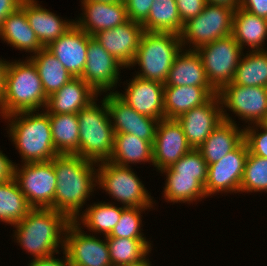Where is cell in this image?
Here are the masks:
<instances>
[{
  "label": "cell",
  "instance_id": "36",
  "mask_svg": "<svg viewBox=\"0 0 267 266\" xmlns=\"http://www.w3.org/2000/svg\"><path fill=\"white\" fill-rule=\"evenodd\" d=\"M246 52L241 56L233 83L240 86L267 87V49Z\"/></svg>",
  "mask_w": 267,
  "mask_h": 266
},
{
  "label": "cell",
  "instance_id": "21",
  "mask_svg": "<svg viewBox=\"0 0 267 266\" xmlns=\"http://www.w3.org/2000/svg\"><path fill=\"white\" fill-rule=\"evenodd\" d=\"M73 77H81L87 61L88 34L76 24L46 47Z\"/></svg>",
  "mask_w": 267,
  "mask_h": 266
},
{
  "label": "cell",
  "instance_id": "26",
  "mask_svg": "<svg viewBox=\"0 0 267 266\" xmlns=\"http://www.w3.org/2000/svg\"><path fill=\"white\" fill-rule=\"evenodd\" d=\"M0 38L13 49L30 53L29 57L43 48L37 35L29 25L26 13L21 8L9 14L3 21L0 28Z\"/></svg>",
  "mask_w": 267,
  "mask_h": 266
},
{
  "label": "cell",
  "instance_id": "17",
  "mask_svg": "<svg viewBox=\"0 0 267 266\" xmlns=\"http://www.w3.org/2000/svg\"><path fill=\"white\" fill-rule=\"evenodd\" d=\"M191 149L176 119L159 120L153 143V166L156 172L171 167Z\"/></svg>",
  "mask_w": 267,
  "mask_h": 266
},
{
  "label": "cell",
  "instance_id": "50",
  "mask_svg": "<svg viewBox=\"0 0 267 266\" xmlns=\"http://www.w3.org/2000/svg\"><path fill=\"white\" fill-rule=\"evenodd\" d=\"M149 257H150V255L140 263L133 264V265H127V266H152L151 261L149 260Z\"/></svg>",
  "mask_w": 267,
  "mask_h": 266
},
{
  "label": "cell",
  "instance_id": "31",
  "mask_svg": "<svg viewBox=\"0 0 267 266\" xmlns=\"http://www.w3.org/2000/svg\"><path fill=\"white\" fill-rule=\"evenodd\" d=\"M166 176L162 195L165 202L191 204L207 197L204 186L197 180V175L163 174Z\"/></svg>",
  "mask_w": 267,
  "mask_h": 266
},
{
  "label": "cell",
  "instance_id": "5",
  "mask_svg": "<svg viewBox=\"0 0 267 266\" xmlns=\"http://www.w3.org/2000/svg\"><path fill=\"white\" fill-rule=\"evenodd\" d=\"M98 97L77 113L79 156L96 163L110 159L114 147V129L106 100ZM99 103V104H97Z\"/></svg>",
  "mask_w": 267,
  "mask_h": 266
},
{
  "label": "cell",
  "instance_id": "34",
  "mask_svg": "<svg viewBox=\"0 0 267 266\" xmlns=\"http://www.w3.org/2000/svg\"><path fill=\"white\" fill-rule=\"evenodd\" d=\"M112 266H127L142 262L152 252L148 239L116 238L106 236Z\"/></svg>",
  "mask_w": 267,
  "mask_h": 266
},
{
  "label": "cell",
  "instance_id": "8",
  "mask_svg": "<svg viewBox=\"0 0 267 266\" xmlns=\"http://www.w3.org/2000/svg\"><path fill=\"white\" fill-rule=\"evenodd\" d=\"M235 10L224 5L206 4L199 15L184 23L180 33L182 47L197 50L217 39L232 35Z\"/></svg>",
  "mask_w": 267,
  "mask_h": 266
},
{
  "label": "cell",
  "instance_id": "3",
  "mask_svg": "<svg viewBox=\"0 0 267 266\" xmlns=\"http://www.w3.org/2000/svg\"><path fill=\"white\" fill-rule=\"evenodd\" d=\"M2 119L7 122L5 130L19 152L22 164L51 161L59 155L53 144L49 114L45 110L18 112Z\"/></svg>",
  "mask_w": 267,
  "mask_h": 266
},
{
  "label": "cell",
  "instance_id": "47",
  "mask_svg": "<svg viewBox=\"0 0 267 266\" xmlns=\"http://www.w3.org/2000/svg\"><path fill=\"white\" fill-rule=\"evenodd\" d=\"M23 0H0V28L9 14L21 7Z\"/></svg>",
  "mask_w": 267,
  "mask_h": 266
},
{
  "label": "cell",
  "instance_id": "25",
  "mask_svg": "<svg viewBox=\"0 0 267 266\" xmlns=\"http://www.w3.org/2000/svg\"><path fill=\"white\" fill-rule=\"evenodd\" d=\"M217 91L213 87L165 86L164 114L166 119H177L190 109L206 103Z\"/></svg>",
  "mask_w": 267,
  "mask_h": 266
},
{
  "label": "cell",
  "instance_id": "37",
  "mask_svg": "<svg viewBox=\"0 0 267 266\" xmlns=\"http://www.w3.org/2000/svg\"><path fill=\"white\" fill-rule=\"evenodd\" d=\"M32 209L14 179L0 183V222L14 226Z\"/></svg>",
  "mask_w": 267,
  "mask_h": 266
},
{
  "label": "cell",
  "instance_id": "28",
  "mask_svg": "<svg viewBox=\"0 0 267 266\" xmlns=\"http://www.w3.org/2000/svg\"><path fill=\"white\" fill-rule=\"evenodd\" d=\"M232 36L242 50H266L267 19L253 15L242 8H237L233 18Z\"/></svg>",
  "mask_w": 267,
  "mask_h": 266
},
{
  "label": "cell",
  "instance_id": "9",
  "mask_svg": "<svg viewBox=\"0 0 267 266\" xmlns=\"http://www.w3.org/2000/svg\"><path fill=\"white\" fill-rule=\"evenodd\" d=\"M221 100L223 118L237 124L232 119L244 121L245 126L264 123L267 119V87L240 86L233 82L224 85L218 92ZM232 114L228 113V111Z\"/></svg>",
  "mask_w": 267,
  "mask_h": 266
},
{
  "label": "cell",
  "instance_id": "23",
  "mask_svg": "<svg viewBox=\"0 0 267 266\" xmlns=\"http://www.w3.org/2000/svg\"><path fill=\"white\" fill-rule=\"evenodd\" d=\"M99 95L81 78L74 77L48 97V114H77Z\"/></svg>",
  "mask_w": 267,
  "mask_h": 266
},
{
  "label": "cell",
  "instance_id": "32",
  "mask_svg": "<svg viewBox=\"0 0 267 266\" xmlns=\"http://www.w3.org/2000/svg\"><path fill=\"white\" fill-rule=\"evenodd\" d=\"M35 65L47 97L74 78L62 63L46 48L28 57Z\"/></svg>",
  "mask_w": 267,
  "mask_h": 266
},
{
  "label": "cell",
  "instance_id": "27",
  "mask_svg": "<svg viewBox=\"0 0 267 266\" xmlns=\"http://www.w3.org/2000/svg\"><path fill=\"white\" fill-rule=\"evenodd\" d=\"M165 86L212 87L196 50H182L175 57Z\"/></svg>",
  "mask_w": 267,
  "mask_h": 266
},
{
  "label": "cell",
  "instance_id": "20",
  "mask_svg": "<svg viewBox=\"0 0 267 266\" xmlns=\"http://www.w3.org/2000/svg\"><path fill=\"white\" fill-rule=\"evenodd\" d=\"M80 2L82 13L75 18V24L90 36L102 30L112 29L129 20L123 0L108 3Z\"/></svg>",
  "mask_w": 267,
  "mask_h": 266
},
{
  "label": "cell",
  "instance_id": "1",
  "mask_svg": "<svg viewBox=\"0 0 267 266\" xmlns=\"http://www.w3.org/2000/svg\"><path fill=\"white\" fill-rule=\"evenodd\" d=\"M51 161L57 178L53 209L74 221L83 212L84 205L87 206L90 195L97 191V163L65 154Z\"/></svg>",
  "mask_w": 267,
  "mask_h": 266
},
{
  "label": "cell",
  "instance_id": "41",
  "mask_svg": "<svg viewBox=\"0 0 267 266\" xmlns=\"http://www.w3.org/2000/svg\"><path fill=\"white\" fill-rule=\"evenodd\" d=\"M243 127L249 153L267 159V125L257 123Z\"/></svg>",
  "mask_w": 267,
  "mask_h": 266
},
{
  "label": "cell",
  "instance_id": "12",
  "mask_svg": "<svg viewBox=\"0 0 267 266\" xmlns=\"http://www.w3.org/2000/svg\"><path fill=\"white\" fill-rule=\"evenodd\" d=\"M103 238L85 233L71 221L65 231L63 250L69 266H112L106 236Z\"/></svg>",
  "mask_w": 267,
  "mask_h": 266
},
{
  "label": "cell",
  "instance_id": "46",
  "mask_svg": "<svg viewBox=\"0 0 267 266\" xmlns=\"http://www.w3.org/2000/svg\"><path fill=\"white\" fill-rule=\"evenodd\" d=\"M63 258L55 255L47 258H39L32 260L27 264L28 266H69V262L65 252H62ZM59 257V258H58Z\"/></svg>",
  "mask_w": 267,
  "mask_h": 266
},
{
  "label": "cell",
  "instance_id": "2",
  "mask_svg": "<svg viewBox=\"0 0 267 266\" xmlns=\"http://www.w3.org/2000/svg\"><path fill=\"white\" fill-rule=\"evenodd\" d=\"M70 222L63 213L52 208H32L12 226L13 241L25 249L32 260L59 255L64 250V235Z\"/></svg>",
  "mask_w": 267,
  "mask_h": 266
},
{
  "label": "cell",
  "instance_id": "38",
  "mask_svg": "<svg viewBox=\"0 0 267 266\" xmlns=\"http://www.w3.org/2000/svg\"><path fill=\"white\" fill-rule=\"evenodd\" d=\"M267 192V159L248 154L239 194Z\"/></svg>",
  "mask_w": 267,
  "mask_h": 266
},
{
  "label": "cell",
  "instance_id": "43",
  "mask_svg": "<svg viewBox=\"0 0 267 266\" xmlns=\"http://www.w3.org/2000/svg\"><path fill=\"white\" fill-rule=\"evenodd\" d=\"M179 12V16L183 22L199 15L203 10L206 3V0H175Z\"/></svg>",
  "mask_w": 267,
  "mask_h": 266
},
{
  "label": "cell",
  "instance_id": "48",
  "mask_svg": "<svg viewBox=\"0 0 267 266\" xmlns=\"http://www.w3.org/2000/svg\"><path fill=\"white\" fill-rule=\"evenodd\" d=\"M8 66V60L0 58V103L5 91V74Z\"/></svg>",
  "mask_w": 267,
  "mask_h": 266
},
{
  "label": "cell",
  "instance_id": "11",
  "mask_svg": "<svg viewBox=\"0 0 267 266\" xmlns=\"http://www.w3.org/2000/svg\"><path fill=\"white\" fill-rule=\"evenodd\" d=\"M15 180L32 208H52L57 178L52 161L16 164Z\"/></svg>",
  "mask_w": 267,
  "mask_h": 266
},
{
  "label": "cell",
  "instance_id": "16",
  "mask_svg": "<svg viewBox=\"0 0 267 266\" xmlns=\"http://www.w3.org/2000/svg\"><path fill=\"white\" fill-rule=\"evenodd\" d=\"M176 120L181 125L188 144L193 149L198 148L224 120L218 93L206 103L190 109Z\"/></svg>",
  "mask_w": 267,
  "mask_h": 266
},
{
  "label": "cell",
  "instance_id": "6",
  "mask_svg": "<svg viewBox=\"0 0 267 266\" xmlns=\"http://www.w3.org/2000/svg\"><path fill=\"white\" fill-rule=\"evenodd\" d=\"M180 35L144 31L134 60L128 69L139 66L135 76L165 84L175 57L182 50Z\"/></svg>",
  "mask_w": 267,
  "mask_h": 266
},
{
  "label": "cell",
  "instance_id": "14",
  "mask_svg": "<svg viewBox=\"0 0 267 266\" xmlns=\"http://www.w3.org/2000/svg\"><path fill=\"white\" fill-rule=\"evenodd\" d=\"M248 154L247 144L243 141L218 162L208 165L207 180L204 186L207 198L219 193H225V195L239 193Z\"/></svg>",
  "mask_w": 267,
  "mask_h": 266
},
{
  "label": "cell",
  "instance_id": "10",
  "mask_svg": "<svg viewBox=\"0 0 267 266\" xmlns=\"http://www.w3.org/2000/svg\"><path fill=\"white\" fill-rule=\"evenodd\" d=\"M196 52L201 58L208 82L217 92L224 85L233 82L244 53L232 35L204 45Z\"/></svg>",
  "mask_w": 267,
  "mask_h": 266
},
{
  "label": "cell",
  "instance_id": "15",
  "mask_svg": "<svg viewBox=\"0 0 267 266\" xmlns=\"http://www.w3.org/2000/svg\"><path fill=\"white\" fill-rule=\"evenodd\" d=\"M130 81H124V91L116 90V94L137 113L154 119H165L164 87L165 85L133 75ZM129 83H128V82ZM127 84H126V83Z\"/></svg>",
  "mask_w": 267,
  "mask_h": 266
},
{
  "label": "cell",
  "instance_id": "18",
  "mask_svg": "<svg viewBox=\"0 0 267 266\" xmlns=\"http://www.w3.org/2000/svg\"><path fill=\"white\" fill-rule=\"evenodd\" d=\"M111 118L114 133H129L154 143L159 120L137 113L117 94H102Z\"/></svg>",
  "mask_w": 267,
  "mask_h": 266
},
{
  "label": "cell",
  "instance_id": "42",
  "mask_svg": "<svg viewBox=\"0 0 267 266\" xmlns=\"http://www.w3.org/2000/svg\"><path fill=\"white\" fill-rule=\"evenodd\" d=\"M127 10L128 19L143 23L151 10L154 0H123Z\"/></svg>",
  "mask_w": 267,
  "mask_h": 266
},
{
  "label": "cell",
  "instance_id": "45",
  "mask_svg": "<svg viewBox=\"0 0 267 266\" xmlns=\"http://www.w3.org/2000/svg\"><path fill=\"white\" fill-rule=\"evenodd\" d=\"M15 163L0 150V183H5L15 178Z\"/></svg>",
  "mask_w": 267,
  "mask_h": 266
},
{
  "label": "cell",
  "instance_id": "33",
  "mask_svg": "<svg viewBox=\"0 0 267 266\" xmlns=\"http://www.w3.org/2000/svg\"><path fill=\"white\" fill-rule=\"evenodd\" d=\"M53 144L58 154L79 156L77 114H49Z\"/></svg>",
  "mask_w": 267,
  "mask_h": 266
},
{
  "label": "cell",
  "instance_id": "39",
  "mask_svg": "<svg viewBox=\"0 0 267 266\" xmlns=\"http://www.w3.org/2000/svg\"><path fill=\"white\" fill-rule=\"evenodd\" d=\"M154 207H126L120 216V219L109 237L130 238V239H147L141 227L142 215L146 210L149 211ZM149 209V210H148Z\"/></svg>",
  "mask_w": 267,
  "mask_h": 266
},
{
  "label": "cell",
  "instance_id": "19",
  "mask_svg": "<svg viewBox=\"0 0 267 266\" xmlns=\"http://www.w3.org/2000/svg\"><path fill=\"white\" fill-rule=\"evenodd\" d=\"M143 32L141 23L128 20L112 29L99 31L93 37L125 68H129Z\"/></svg>",
  "mask_w": 267,
  "mask_h": 266
},
{
  "label": "cell",
  "instance_id": "51",
  "mask_svg": "<svg viewBox=\"0 0 267 266\" xmlns=\"http://www.w3.org/2000/svg\"><path fill=\"white\" fill-rule=\"evenodd\" d=\"M80 1H95V2H118L121 0H80Z\"/></svg>",
  "mask_w": 267,
  "mask_h": 266
},
{
  "label": "cell",
  "instance_id": "4",
  "mask_svg": "<svg viewBox=\"0 0 267 266\" xmlns=\"http://www.w3.org/2000/svg\"><path fill=\"white\" fill-rule=\"evenodd\" d=\"M8 61L5 91L0 103V118L25 111L44 110L46 96L34 63L27 57Z\"/></svg>",
  "mask_w": 267,
  "mask_h": 266
},
{
  "label": "cell",
  "instance_id": "40",
  "mask_svg": "<svg viewBox=\"0 0 267 266\" xmlns=\"http://www.w3.org/2000/svg\"><path fill=\"white\" fill-rule=\"evenodd\" d=\"M208 165L197 149H191L171 167L163 169L161 174L197 175V180L205 186Z\"/></svg>",
  "mask_w": 267,
  "mask_h": 266
},
{
  "label": "cell",
  "instance_id": "44",
  "mask_svg": "<svg viewBox=\"0 0 267 266\" xmlns=\"http://www.w3.org/2000/svg\"><path fill=\"white\" fill-rule=\"evenodd\" d=\"M238 7L253 15L267 19V0H239Z\"/></svg>",
  "mask_w": 267,
  "mask_h": 266
},
{
  "label": "cell",
  "instance_id": "49",
  "mask_svg": "<svg viewBox=\"0 0 267 266\" xmlns=\"http://www.w3.org/2000/svg\"><path fill=\"white\" fill-rule=\"evenodd\" d=\"M206 3L212 5H224L237 9L239 0H206Z\"/></svg>",
  "mask_w": 267,
  "mask_h": 266
},
{
  "label": "cell",
  "instance_id": "22",
  "mask_svg": "<svg viewBox=\"0 0 267 266\" xmlns=\"http://www.w3.org/2000/svg\"><path fill=\"white\" fill-rule=\"evenodd\" d=\"M38 2V0H23L20 8L26 13L29 25L37 35L40 44L47 47L73 26L75 20L62 19L61 16L46 9Z\"/></svg>",
  "mask_w": 267,
  "mask_h": 266
},
{
  "label": "cell",
  "instance_id": "13",
  "mask_svg": "<svg viewBox=\"0 0 267 266\" xmlns=\"http://www.w3.org/2000/svg\"><path fill=\"white\" fill-rule=\"evenodd\" d=\"M125 67L88 35L87 61L81 78L99 95L116 92L120 71ZM120 83V84H119Z\"/></svg>",
  "mask_w": 267,
  "mask_h": 266
},
{
  "label": "cell",
  "instance_id": "29",
  "mask_svg": "<svg viewBox=\"0 0 267 266\" xmlns=\"http://www.w3.org/2000/svg\"><path fill=\"white\" fill-rule=\"evenodd\" d=\"M115 202H94L74 220L83 230L87 228L94 235H109L118 223L122 211L126 208ZM119 206V207H118ZM82 225V226H81ZM85 227V228H83Z\"/></svg>",
  "mask_w": 267,
  "mask_h": 266
},
{
  "label": "cell",
  "instance_id": "24",
  "mask_svg": "<svg viewBox=\"0 0 267 266\" xmlns=\"http://www.w3.org/2000/svg\"><path fill=\"white\" fill-rule=\"evenodd\" d=\"M223 120L198 148L207 165L218 162L244 141V127ZM242 128V129H241Z\"/></svg>",
  "mask_w": 267,
  "mask_h": 266
},
{
  "label": "cell",
  "instance_id": "7",
  "mask_svg": "<svg viewBox=\"0 0 267 266\" xmlns=\"http://www.w3.org/2000/svg\"><path fill=\"white\" fill-rule=\"evenodd\" d=\"M97 188L123 207H153L156 204L132 165L120 166L111 161L97 163Z\"/></svg>",
  "mask_w": 267,
  "mask_h": 266
},
{
  "label": "cell",
  "instance_id": "35",
  "mask_svg": "<svg viewBox=\"0 0 267 266\" xmlns=\"http://www.w3.org/2000/svg\"><path fill=\"white\" fill-rule=\"evenodd\" d=\"M183 22L175 0H154L147 19L142 23L146 32L174 33L180 35Z\"/></svg>",
  "mask_w": 267,
  "mask_h": 266
},
{
  "label": "cell",
  "instance_id": "30",
  "mask_svg": "<svg viewBox=\"0 0 267 266\" xmlns=\"http://www.w3.org/2000/svg\"><path fill=\"white\" fill-rule=\"evenodd\" d=\"M108 161L127 167L146 162L153 166V143L129 133H116L113 152Z\"/></svg>",
  "mask_w": 267,
  "mask_h": 266
}]
</instances>
